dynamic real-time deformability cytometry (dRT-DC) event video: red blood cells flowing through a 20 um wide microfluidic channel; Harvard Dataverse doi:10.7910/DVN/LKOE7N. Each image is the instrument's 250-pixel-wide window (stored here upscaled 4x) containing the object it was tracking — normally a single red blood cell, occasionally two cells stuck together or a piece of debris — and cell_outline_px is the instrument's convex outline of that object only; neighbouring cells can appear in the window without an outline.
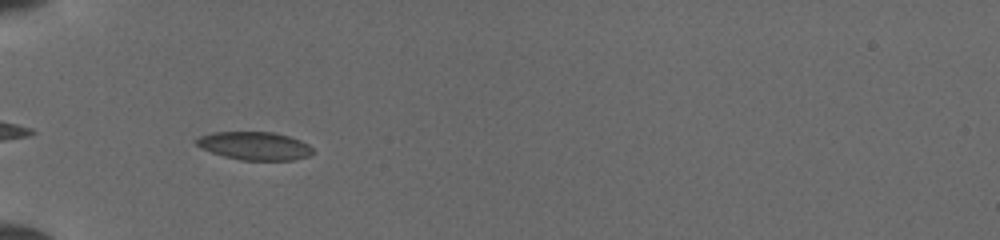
{"species": "common noctule bat (a hibernating species)", "species_latin": "Nyctalus noctula", "temperature_condition": "cold", "stored_images_in_passage": 35, "camera_frame_rate_fps": 3000, "um_per_image_px": 0.085, "animal": {"sex": "female", "body_mass_g": 19.5, "forearm_length_mm": 54.1}, "frame": {"image": 1, "passage_image": 2, "time_ms": 0.333, "image_size_px": [1000, 240], "cell_outline_px": [[312, 156], [296, 160], [240, 160], [224, 156], [200, 148], [196, 144], [196, 140], [200, 136], [216, 132], [272, 132], [288, 136], [300, 140], [308, 144], [312, 148]], "centroid_in_image_um": [21.67, 12.41], "position_along_channel_um": 63.3, "area_um2": 19.07}}
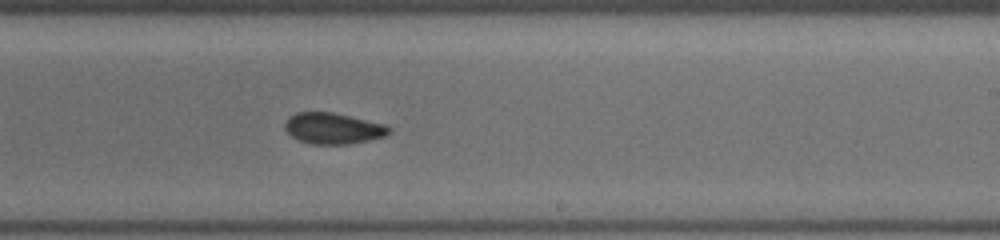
{"frame": {"image": 2, "passage_image": 17, "time_ms": 5.333, "image_size_px": [1000, 240], "cell_outline_px": [[392, 128], [384, 136], [372, 140], [352, 144], [308, 144], [292, 136], [284, 128], [284, 124], [288, 116], [296, 112], [332, 112], [384, 124]], "centroid_in_image_um": [28.29, 10.92], "position_along_channel_um": 260.7, "area_um2": 18.9}}
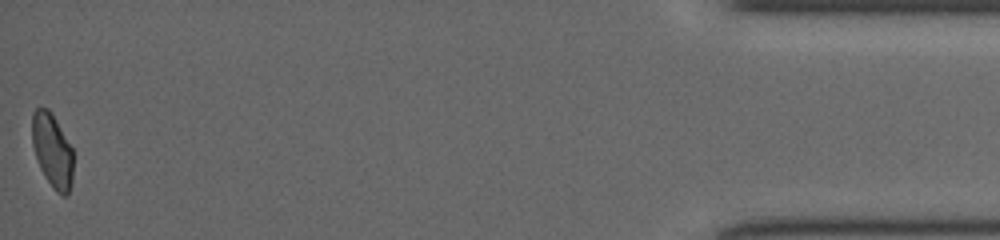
{"frame": {"image": 3, "passage_image": 35, "time_ms": 11.333, "image_size_px": [1000, 240], "cell_outline_px": [[72, 184], [68, 196], [64, 196], [56, 192], [52, 188], [44, 176], [40, 168], [32, 144], [32, 112], [36, 108], [48, 108], [52, 112], [72, 148]], "centroid_in_image_um": [4.44, 12.81], "position_along_channel_um": 430.8, "area_um2": 17.86}}